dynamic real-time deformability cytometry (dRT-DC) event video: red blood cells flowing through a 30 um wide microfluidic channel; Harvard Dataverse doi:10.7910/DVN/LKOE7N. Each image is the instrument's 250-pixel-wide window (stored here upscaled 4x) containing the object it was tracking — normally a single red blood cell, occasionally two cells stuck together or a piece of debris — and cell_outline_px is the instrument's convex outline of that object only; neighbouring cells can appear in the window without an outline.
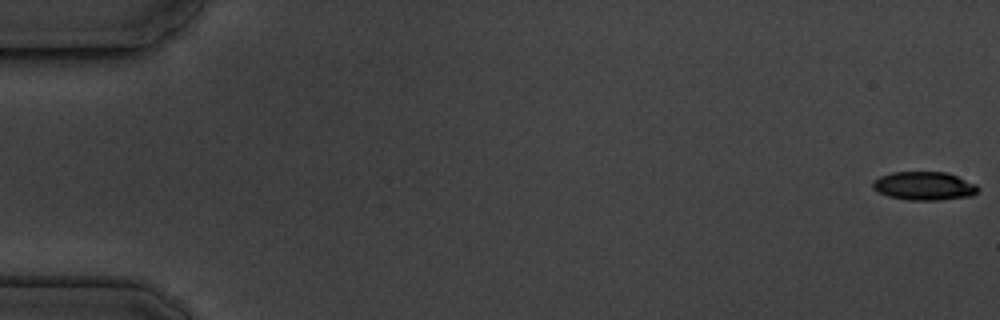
{"species": "common noctule bat (a hibernating species)", "species_latin": "Nyctalus noctula", "temperature_condition": "cold", "stored_images_in_passage": 17, "camera_frame_rate_fps": 3000, "um_per_image_px": 0.085, "animal": {"sex": "male", "body_mass_g": 19.5, "forearm_length_mm": 54.6}, "frame": {"image": 1, "passage_image": 1, "time_ms": 0.0, "image_size_px": [1000, 320], "cell_outline_px": [[980, 188], [972, 196], [940, 200], [908, 200], [888, 196], [876, 192], [872, 188], [872, 180], [880, 176], [892, 172], [948, 172], [976, 184]], "centroid_in_image_um": [78.53, 15.8], "position_along_channel_um": 6.5, "area_um2": 17.69}}
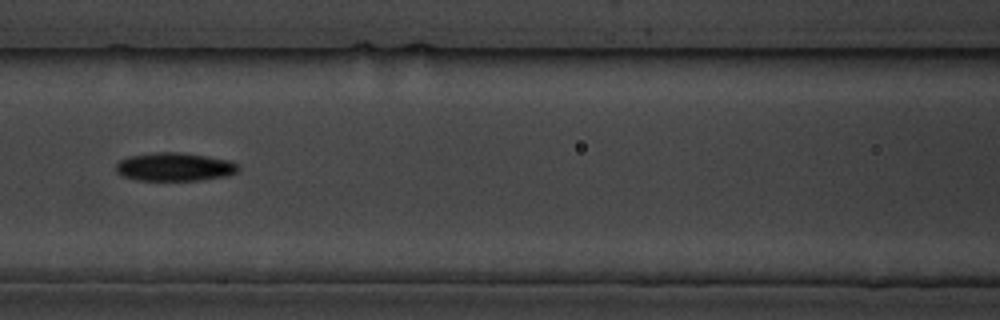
{"frame": {"image": 2, "passage_image": 8, "time_ms": 8.333, "image_size_px": [1000, 320], "cell_outline_px": [[240, 168], [236, 172], [224, 176], [200, 180], [140, 180], [124, 176], [116, 172], [116, 164], [120, 160], [128, 156], [152, 152], [180, 152], [228, 160], [236, 164]], "centroid_in_image_um": [14.8, 14.17], "position_along_channel_um": 151.8, "area_um2": 20.0}}
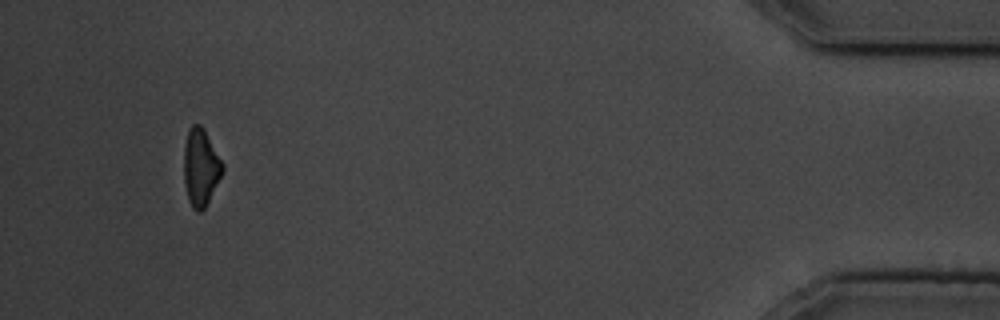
{"frame": {"image": 3, "passage_image": 16, "time_ms": 17.667, "image_size_px": [1000, 320], "cell_outline_px": [[224, 168], [204, 208], [200, 212], [196, 212], [192, 208], [188, 200], [184, 180], [184, 148], [188, 128], [192, 124], [200, 124], [204, 128], [224, 164]], "centroid_in_image_um": [17.04, 14.18], "position_along_channel_um": 418.2, "area_um2": 17.28}, "authors_computed_cell_mechanics": {"area_um2": 18.6694, "velocity_mm_per_s": 3.5876, "shape_relaxation_time_tau1_ms": 2.4132, "shape_relaxation_time_tau2_ms": null, "deformation_change_tau1": 0.116, "deformation_change_tau2": null}}